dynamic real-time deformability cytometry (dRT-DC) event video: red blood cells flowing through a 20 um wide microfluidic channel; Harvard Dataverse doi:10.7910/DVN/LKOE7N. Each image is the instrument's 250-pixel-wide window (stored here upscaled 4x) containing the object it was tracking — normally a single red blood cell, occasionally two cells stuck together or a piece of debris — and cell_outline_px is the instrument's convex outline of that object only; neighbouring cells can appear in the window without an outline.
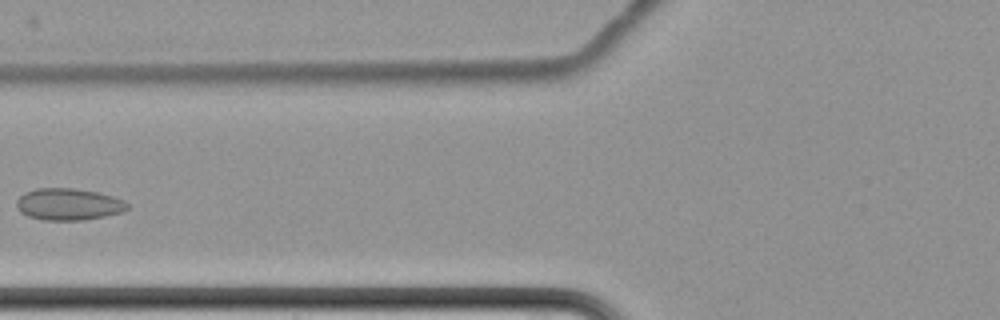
{"species": "common noctule bat (a hibernating species)", "species_latin": "Nyctalus noctula", "temperature_condition": "cold", "stored_images_in_passage": 11, "camera_frame_rate_fps": 3000, "um_per_image_px": 0.085, "animal": {"sex": "female", "body_mass_g": 22.7, "forearm_length_mm": 54.2}, "frame": {"image": 1, "passage_image": 7, "time_ms": 8.333, "image_size_px": [1000, 320], "cell_outline_px": [[128, 208], [120, 212], [104, 216], [80, 220], [44, 220], [28, 216], [20, 212], [16, 208], [16, 200], [24, 192], [36, 188], [72, 188], [96, 192], [112, 196], [124, 200], [128, 204]], "centroid_in_image_um": [5.77, 17.36], "position_along_channel_um": 120.0, "area_um2": 20.46}}
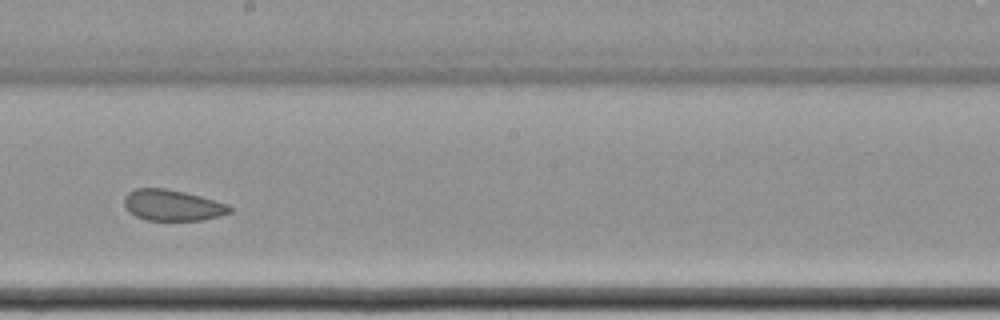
{"frame": {"image": 2, "passage_image": 10, "time_ms": 11.667, "image_size_px": [1000, 320], "cell_outline_px": [[232, 212], [220, 216], [204, 220], [148, 220], [136, 216], [128, 212], [124, 208], [124, 196], [128, 192], [136, 188], [164, 188], [184, 192], [200, 196], [228, 204], [232, 208]], "centroid_in_image_um": [14.64, 17.45], "position_along_channel_um": 233.6, "area_um2": 19.19}}
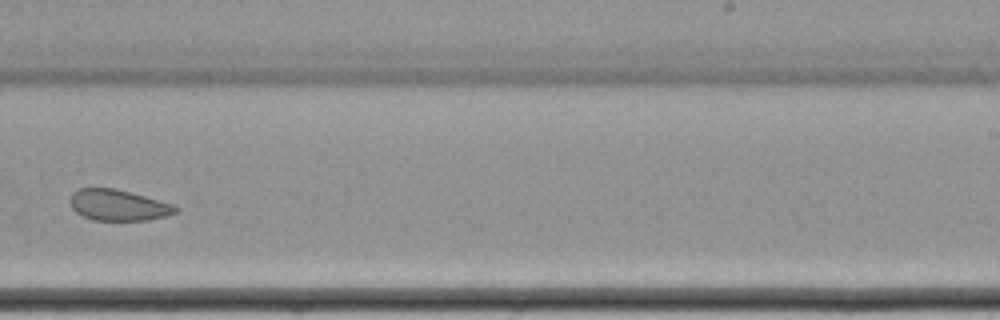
{"frame": {"image": 3, "passage_image": 11, "time_ms": 13.0, "image_size_px": [1000, 320], "cell_outline_px": [[180, 208], [176, 212], [164, 216], [148, 220], [92, 220], [76, 212], [72, 208], [68, 200], [72, 192], [76, 188], [112, 188], [144, 196], [172, 204]], "centroid_in_image_um": [9.99, 17.43], "position_along_channel_um": 279.0, "area_um2": 18.96}}